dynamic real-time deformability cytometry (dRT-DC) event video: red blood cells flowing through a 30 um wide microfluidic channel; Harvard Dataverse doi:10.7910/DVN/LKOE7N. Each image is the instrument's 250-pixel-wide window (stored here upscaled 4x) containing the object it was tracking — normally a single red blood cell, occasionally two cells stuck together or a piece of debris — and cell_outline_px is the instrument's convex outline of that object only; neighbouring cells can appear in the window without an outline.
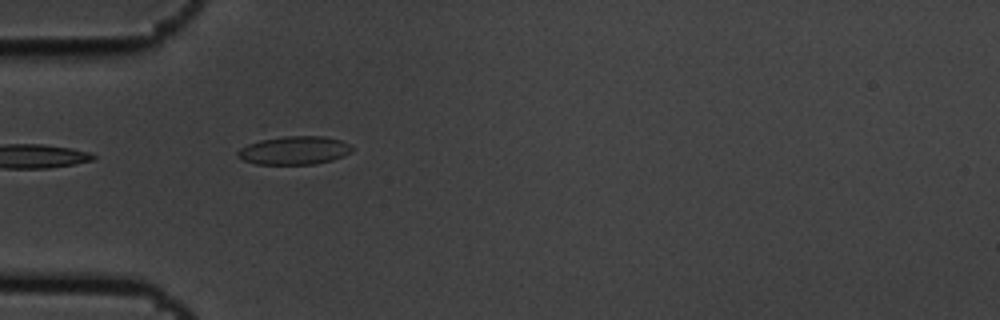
{"species": "common noctule bat (a hibernating species)", "species_latin": "Nyctalus noctula", "temperature_condition": "cold", "stored_images_in_passage": 6, "camera_frame_rate_fps": 3000, "um_per_image_px": 0.085, "animal": {"sex": "male", "body_mass_g": 19.5, "forearm_length_mm": 54.6}, "frame": {"image": 1, "passage_image": 5, "time_ms": 1.333, "image_size_px": [1000, 320], "cell_outline_px": [[352, 152], [344, 156], [332, 160], [312, 164], [256, 164], [244, 160], [236, 156], [236, 152], [240, 148], [248, 144], [260, 140], [288, 136], [324, 136], [340, 140], [352, 144]], "centroid_in_image_um": [25.03, 12.78], "position_along_channel_um": 60.0, "area_um2": 18.9}}